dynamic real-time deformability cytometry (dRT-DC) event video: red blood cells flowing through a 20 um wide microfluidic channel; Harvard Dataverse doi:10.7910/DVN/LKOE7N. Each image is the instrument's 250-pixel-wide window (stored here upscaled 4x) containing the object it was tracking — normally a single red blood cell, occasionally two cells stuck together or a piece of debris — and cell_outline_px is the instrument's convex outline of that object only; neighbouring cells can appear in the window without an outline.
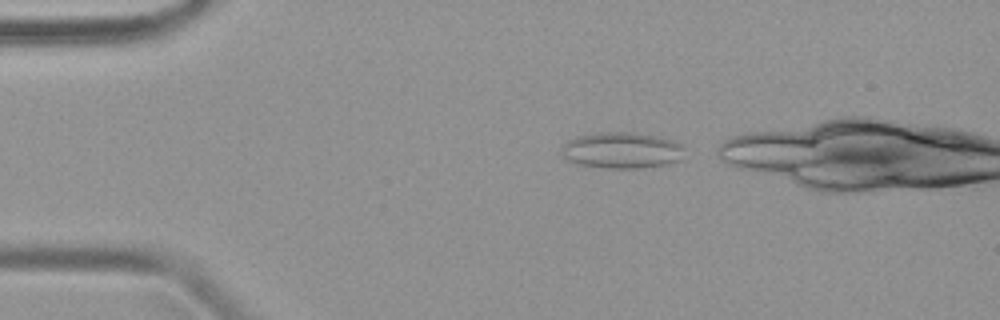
{"species": "common noctule bat (a hibernating species)", "species_latin": "Nyctalus noctula", "temperature_condition": "warm", "stored_images_in_passage": 31, "camera_frame_rate_fps": 3000, "um_per_image_px": 0.085, "animal": {"sex": "female", "body_mass_g": 19.9}, "frame": {"image": 1, "passage_image": 1, "time_ms": 0.0, "image_size_px": [1000, 320], "cell_outline_px": [[684, 148], [680, 160], [664, 164], [636, 168], [608, 168], [580, 164], [568, 160], [560, 156], [560, 148], [568, 140], [576, 136], [600, 132], [628, 132], [656, 136], [672, 140], [680, 144]], "centroid_in_image_um": [52.79, 12.77], "position_along_channel_um": 32.2, "area_um2": 25.78}}
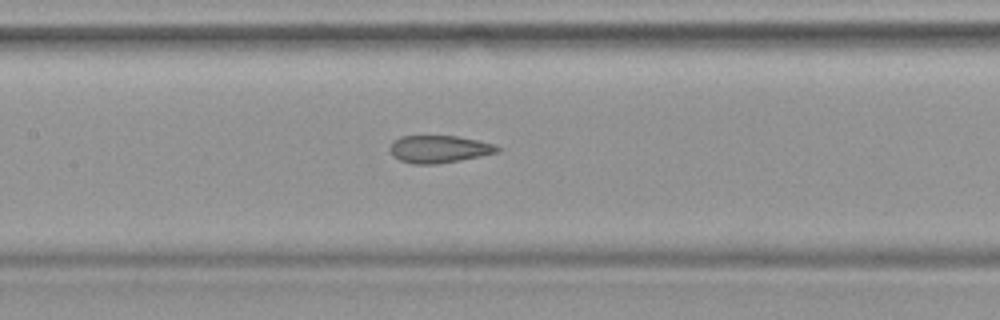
{"frame": {"image": 2, "passage_image": 14, "time_ms": 4.333, "image_size_px": [1000, 320], "cell_outline_px": [[504, 148], [500, 152], [460, 160], [436, 164], [412, 164], [400, 160], [392, 156], [388, 148], [392, 140], [400, 136], [456, 136], [496, 144]], "centroid_in_image_um": [37.32, 12.67], "position_along_channel_um": 170.1, "area_um2": 17.46}}
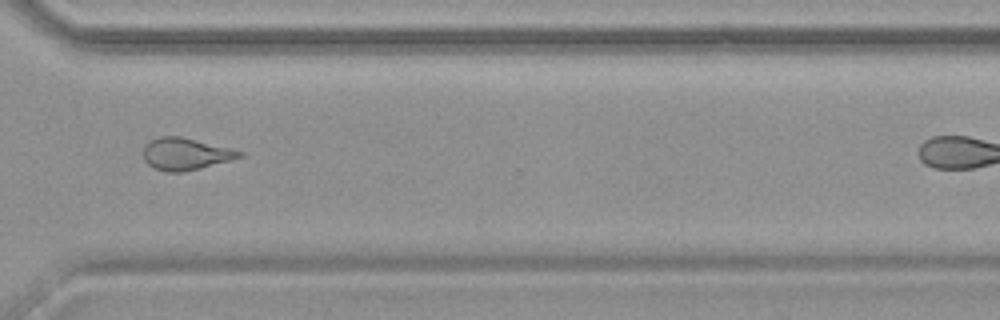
{"frame": {"image": 3, "passage_image": 27, "time_ms": 8.667, "image_size_px": [1000, 320], "cell_outline_px": [[244, 156], [200, 168], [184, 172], [168, 172], [156, 168], [148, 164], [144, 160], [144, 144], [148, 140], [160, 136], [180, 136], [232, 148], [244, 152]], "centroid_in_image_um": [15.76, 13.07], "position_along_channel_um": 354.8, "area_um2": 17.98}}